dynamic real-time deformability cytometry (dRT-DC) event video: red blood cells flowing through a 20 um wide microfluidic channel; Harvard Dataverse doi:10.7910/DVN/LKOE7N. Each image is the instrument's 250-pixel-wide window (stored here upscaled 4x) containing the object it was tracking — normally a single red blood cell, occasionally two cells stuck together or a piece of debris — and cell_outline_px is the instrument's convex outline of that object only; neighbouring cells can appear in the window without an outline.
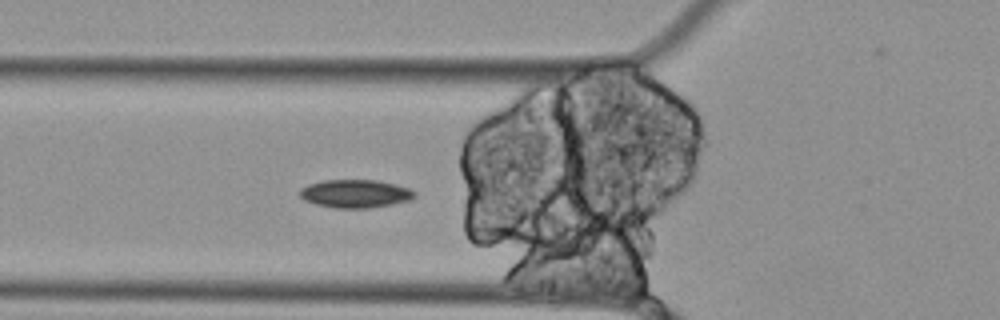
{"species": "Egyptian fruit bat (a non-hibernating species)", "species_latin": "Rousettus aegyptiacus", "temperature_condition": "cold", "stored_images_in_passage": 38, "camera_frame_rate_fps": 3000, "um_per_image_px": 0.085, "animal": {"sex": "female"}, "frame": {"image": 1, "passage_image": 2, "time_ms": 0.333, "image_size_px": [1000, 320], "cell_outline_px": [[416, 196], [412, 200], [392, 204], [368, 208], [336, 208], [316, 204], [304, 200], [300, 196], [300, 188], [308, 184], [324, 180], [376, 180], [408, 188], [416, 192]], "centroid_in_image_um": [30.2, 16.46], "position_along_channel_um": 95.6, "area_um2": 18.79}}
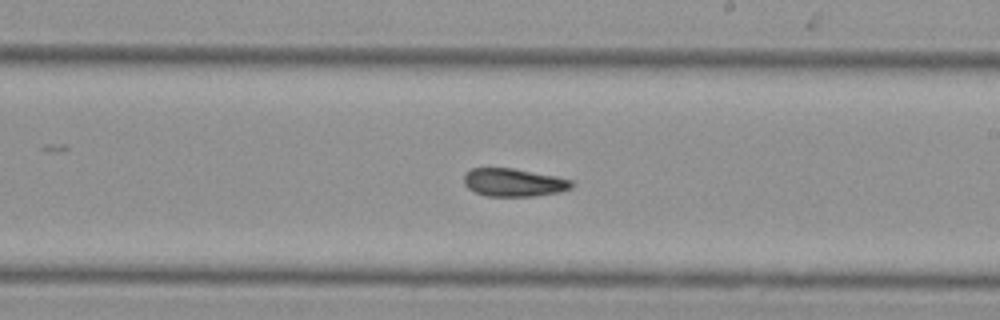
{"frame": {"image": 2, "passage_image": 15, "time_ms": 4.667, "image_size_px": [1000, 320], "cell_outline_px": [[572, 188], [560, 192], [532, 196], [488, 196], [476, 192], [468, 188], [464, 184], [464, 172], [472, 168], [512, 168], [556, 176], [572, 180]], "centroid_in_image_um": [43.65, 15.5], "position_along_channel_um": 245.3, "area_um2": 17.57}}
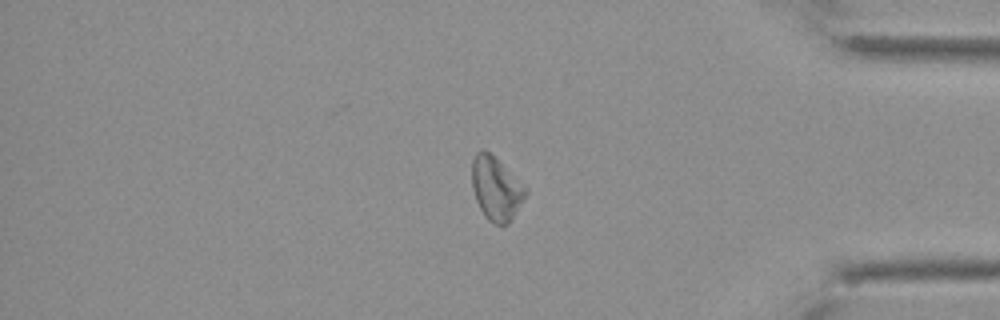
{"frame": {"image": 3, "passage_image": 30, "time_ms": 9.667, "image_size_px": [1000, 320], "cell_outline_px": [[528, 192], [508, 224], [492, 224], [484, 216], [476, 200], [472, 188], [472, 160], [476, 152], [484, 148], [528, 188]], "centroid_in_image_um": [42.15, 16.03], "position_along_channel_um": 393.0, "area_um2": 19.71}}